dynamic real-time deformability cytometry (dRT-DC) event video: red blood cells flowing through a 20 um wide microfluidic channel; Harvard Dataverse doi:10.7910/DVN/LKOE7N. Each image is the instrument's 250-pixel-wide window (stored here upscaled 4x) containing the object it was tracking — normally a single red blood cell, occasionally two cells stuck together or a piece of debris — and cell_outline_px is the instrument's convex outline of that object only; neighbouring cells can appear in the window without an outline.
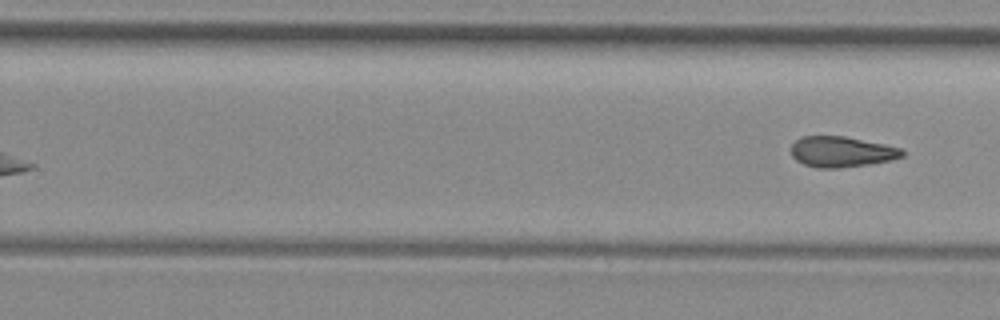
{"species": "common noctule bat (a hibernating species)", "species_latin": "Nyctalus noctula", "temperature_condition": "room temperature", "stored_images_in_passage": 8, "segment_of_instrument_passage": [2, 2], "camera_frame_rate_fps": 3000, "um_per_image_px": 0.085, "animal": {"sex": "female", "body_mass_g": 29.2, "forearm_length_mm": 56.3}, "frame": {"image": 1, "passage_image": 8, "time_ms": 8.0, "image_size_px": [1000, 320], "cell_outline_px": [[904, 156], [892, 160], [872, 164], [840, 168], [816, 168], [804, 164], [796, 160], [792, 156], [792, 144], [800, 136], [844, 136], [884, 144], [900, 148], [904, 152]], "centroid_in_image_um": [71.53, 12.91], "position_along_channel_um": 258.3, "area_um2": 19.94}}